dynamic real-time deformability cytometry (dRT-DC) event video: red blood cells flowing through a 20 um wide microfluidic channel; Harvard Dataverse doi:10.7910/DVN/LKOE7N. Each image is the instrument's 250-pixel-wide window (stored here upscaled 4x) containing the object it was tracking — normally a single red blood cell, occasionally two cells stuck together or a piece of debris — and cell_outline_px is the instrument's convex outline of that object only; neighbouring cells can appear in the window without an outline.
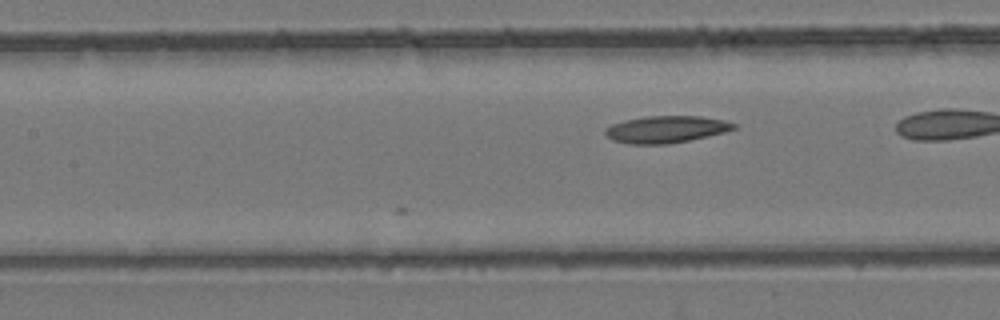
{"species": "common noctule bat (a hibernating species)", "species_latin": "Nyctalus noctula", "temperature_condition": "room temperature", "stored_images_in_passage": 5, "camera_frame_rate_fps": 3000, "um_per_image_px": 0.085, "animal": {"sex": "female", "body_mass_g": 24.6, "forearm_length_mm": 56.2}, "frame": {"image": 1, "passage_image": 5, "time_ms": 1.333, "image_size_px": [1000, 320], "cell_outline_px": [[736, 128], [724, 132], [708, 136], [668, 144], [628, 144], [612, 140], [604, 132], [604, 128], [612, 124], [624, 120], [648, 116], [700, 116], [724, 120], [736, 124]], "centroid_in_image_um": [56.59, 10.99], "position_along_channel_um": 150.8, "area_um2": 20.17}}